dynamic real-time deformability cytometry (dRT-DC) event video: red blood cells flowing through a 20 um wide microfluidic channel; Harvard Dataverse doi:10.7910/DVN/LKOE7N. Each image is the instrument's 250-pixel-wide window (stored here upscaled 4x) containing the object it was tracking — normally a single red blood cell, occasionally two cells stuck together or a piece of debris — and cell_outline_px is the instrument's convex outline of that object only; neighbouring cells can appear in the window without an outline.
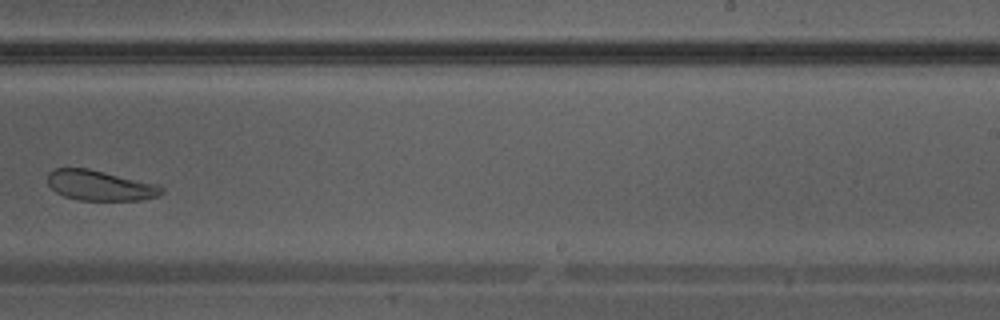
{"species": "Egyptian fruit bat (a non-hibernating species)", "species_latin": "Rousettus aegyptiacus", "temperature_condition": "warm", "stored_images_in_passage": 34, "camera_frame_rate_fps": 3000, "um_per_image_px": 0.085, "animal": {"sex": "male"}, "frame": {"image": 1, "passage_image": 20, "time_ms": 6.333, "image_size_px": [1000, 320], "cell_outline_px": [[164, 192], [160, 196], [140, 200], [80, 200], [64, 196], [56, 192], [48, 184], [48, 172], [52, 168], [88, 168], [156, 184], [164, 188]], "centroid_in_image_um": [8.49, 15.76], "position_along_channel_um": 280.5, "area_um2": 20.06}}